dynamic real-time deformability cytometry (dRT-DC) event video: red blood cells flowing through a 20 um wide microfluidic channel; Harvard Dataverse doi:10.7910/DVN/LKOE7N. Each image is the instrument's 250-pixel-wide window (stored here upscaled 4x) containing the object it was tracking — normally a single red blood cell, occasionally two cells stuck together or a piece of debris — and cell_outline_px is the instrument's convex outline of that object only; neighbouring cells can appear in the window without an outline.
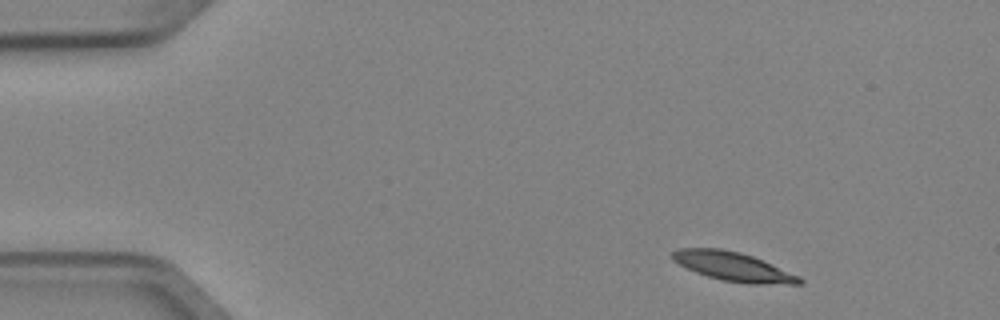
{"species": "Egyptian fruit bat (a non-hibernating species)", "species_latin": "Rousettus aegyptiacus", "temperature_condition": "cold", "stored_images_in_passage": 3, "camera_frame_rate_fps": 3000, "um_per_image_px": 0.085, "animal": {"sex": "female"}, "frame": {"image": 1, "passage_image": 1, "time_ms": 0.0, "image_size_px": [1000, 320], "cell_outline_px": [[804, 284], [748, 284], [720, 280], [696, 272], [672, 260], [672, 252], [676, 248], [720, 248], [740, 252], [752, 256], [800, 276], [804, 280]], "centroid_in_image_um": [62.34, 22.66], "position_along_channel_um": 22.7, "area_um2": 21.44}}